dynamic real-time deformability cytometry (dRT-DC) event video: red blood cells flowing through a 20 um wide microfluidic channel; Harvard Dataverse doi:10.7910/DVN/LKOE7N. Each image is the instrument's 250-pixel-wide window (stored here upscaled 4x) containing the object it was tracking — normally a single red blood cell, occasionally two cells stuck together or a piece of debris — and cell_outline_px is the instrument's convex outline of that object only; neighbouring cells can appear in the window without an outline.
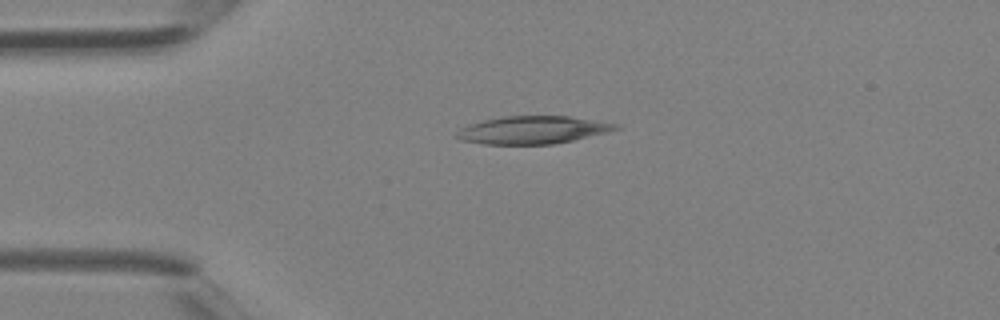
{"species": "Egyptian fruit bat (a non-hibernating species)", "species_latin": "Rousettus aegyptiacus", "temperature_condition": "room temperature", "stored_images_in_passage": 3, "camera_frame_rate_fps": 3000, "um_per_image_px": 0.085, "animal": {"sex": "female"}, "frame": {"image": 1, "passage_image": 1, "time_ms": 0.0, "image_size_px": [1000, 320], "cell_outline_px": [[620, 128], [572, 140], [552, 144], [484, 144], [460, 140], [456, 136], [456, 132], [460, 128], [468, 124], [484, 120], [504, 116], [568, 116], [620, 124]], "centroid_in_image_um": [45.22, 11.04], "position_along_channel_um": 39.8, "area_um2": 25.43}}
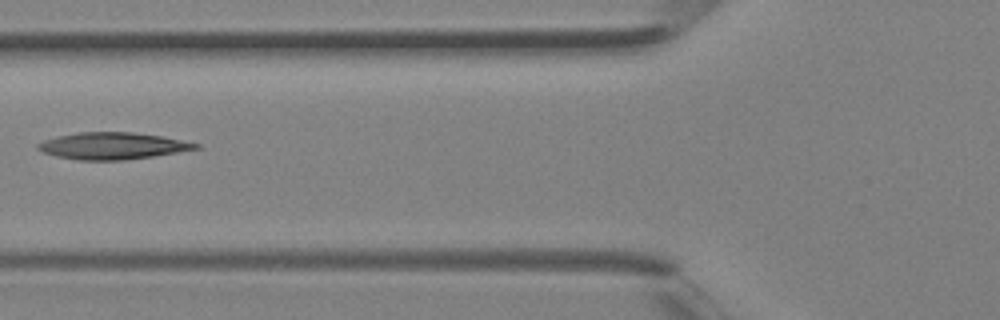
{"frame": {"image": 2, "passage_image": 3, "time_ms": 0.667, "image_size_px": [1000, 320], "cell_outline_px": [[200, 148], [152, 156], [124, 160], [76, 160], [56, 156], [44, 152], [36, 148], [36, 144], [44, 140], [56, 136], [80, 132], [132, 132], [160, 136], [200, 144]], "centroid_in_image_um": [9.51, 12.4], "position_along_channel_um": 116.3, "area_um2": 24.45}}